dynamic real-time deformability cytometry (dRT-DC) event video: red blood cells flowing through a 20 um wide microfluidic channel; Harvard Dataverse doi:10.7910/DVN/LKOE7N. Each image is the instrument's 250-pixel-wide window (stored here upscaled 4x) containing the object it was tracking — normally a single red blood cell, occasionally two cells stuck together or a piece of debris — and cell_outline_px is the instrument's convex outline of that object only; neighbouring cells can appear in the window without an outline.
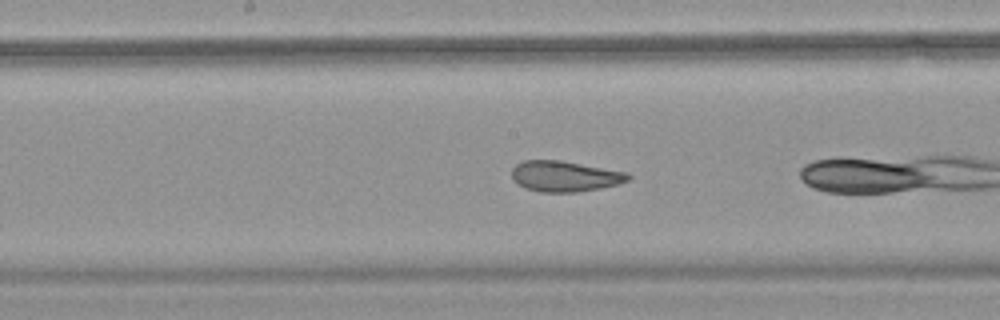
{"species": "common noctule bat (a hibernating species)", "species_latin": "Nyctalus noctula", "temperature_condition": "warm", "stored_images_in_passage": 17, "camera_frame_rate_fps": 3000, "um_per_image_px": 0.085, "animal": {"sex": "female", "body_mass_g": 18.4}, "frame": {"image": 1, "passage_image": 10, "time_ms": 3.0, "image_size_px": [1000, 320], "cell_outline_px": [[632, 176], [628, 180], [616, 184], [600, 188], [576, 192], [540, 192], [524, 188], [512, 180], [512, 168], [516, 164], [524, 160], [560, 160], [628, 172]], "centroid_in_image_um": [47.98, 14.98], "position_along_channel_um": 200.2, "area_um2": 20.87}}